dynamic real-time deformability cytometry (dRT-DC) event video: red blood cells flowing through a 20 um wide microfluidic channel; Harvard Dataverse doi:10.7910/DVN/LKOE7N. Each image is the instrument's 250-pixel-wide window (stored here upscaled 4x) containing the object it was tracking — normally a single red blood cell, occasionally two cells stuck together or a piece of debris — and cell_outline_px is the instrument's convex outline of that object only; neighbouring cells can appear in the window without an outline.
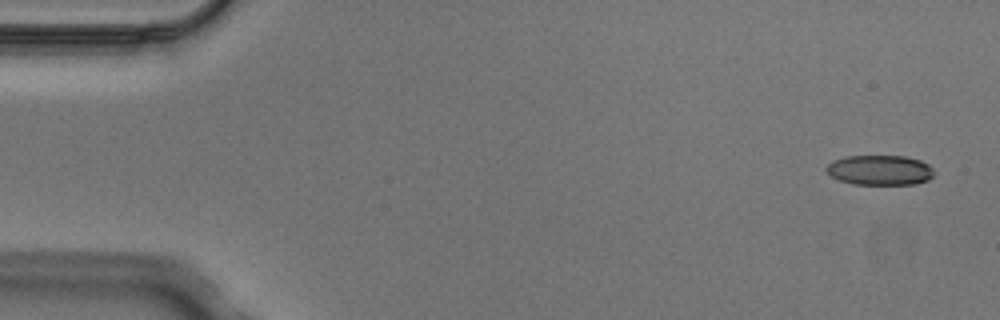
{"species": "Egyptian fruit bat (a non-hibernating species)", "species_latin": "Rousettus aegyptiacus", "temperature_condition": "cold", "stored_images_in_passage": 6, "camera_frame_rate_fps": 3000, "um_per_image_px": 0.085, "animal": {"sex": "male"}, "frame": {"image": 1, "passage_image": 1, "time_ms": 0.0, "image_size_px": [1000, 320], "cell_outline_px": [[936, 172], [928, 180], [916, 184], [852, 184], [840, 180], [832, 176], [824, 168], [832, 160], [848, 156], [904, 156], [920, 160], [928, 164]], "centroid_in_image_um": [74.8, 14.46], "position_along_channel_um": 10.2, "area_um2": 18.84}}
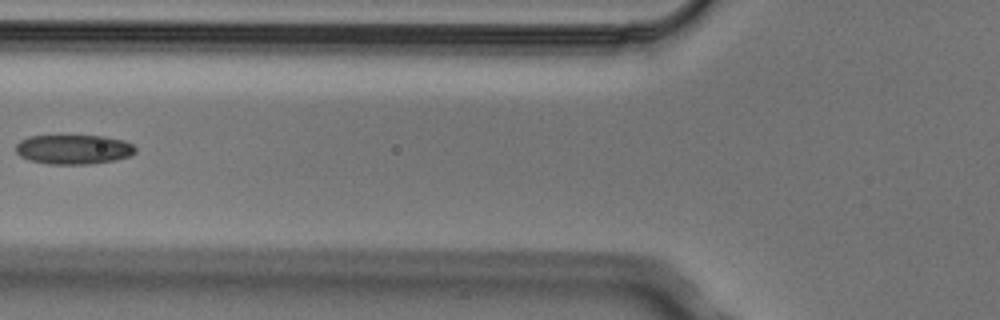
{"frame": {"image": 2, "passage_image": 6, "time_ms": 1.667, "image_size_px": [1000, 320], "cell_outline_px": [[136, 152], [128, 156], [116, 160], [92, 164], [48, 164], [28, 160], [20, 156], [16, 152], [16, 144], [20, 140], [28, 136], [104, 136], [124, 140], [132, 144], [136, 148]], "centroid_in_image_um": [6.25, 12.7], "position_along_channel_um": 119.6, "area_um2": 20.69}}